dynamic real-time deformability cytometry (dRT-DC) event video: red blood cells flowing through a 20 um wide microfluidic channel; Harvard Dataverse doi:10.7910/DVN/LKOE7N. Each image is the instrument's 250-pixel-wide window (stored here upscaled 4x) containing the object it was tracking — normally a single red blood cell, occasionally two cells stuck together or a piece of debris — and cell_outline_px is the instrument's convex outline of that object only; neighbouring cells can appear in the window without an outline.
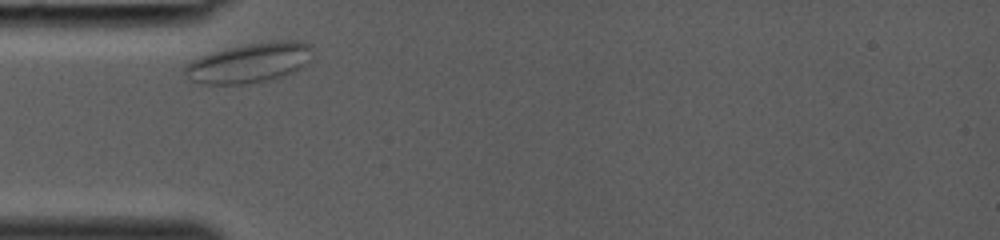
{"species": "common noctule bat (a hibernating species)", "species_latin": "Nyctalus noctula", "temperature_condition": "room temperature", "stored_images_in_passage": 24, "camera_frame_rate_fps": 3000, "um_per_image_px": 0.085, "animal": {"sex": "female", "body_mass_g": 19.0, "forearm_length_mm": 53.3}, "frame": {"image": 1, "passage_image": 1, "time_ms": 0.0, "image_size_px": [1000, 240], "cell_outline_px": [[308, 48], [304, 68], [284, 76], [272, 80], [244, 84], [200, 84], [188, 80], [180, 68], [192, 60], [200, 56], [212, 52], [248, 44], [276, 40], [292, 40], [308, 44]], "centroid_in_image_um": [21.08, 5.38], "position_along_channel_um": 63.9, "area_um2": 29.48}}
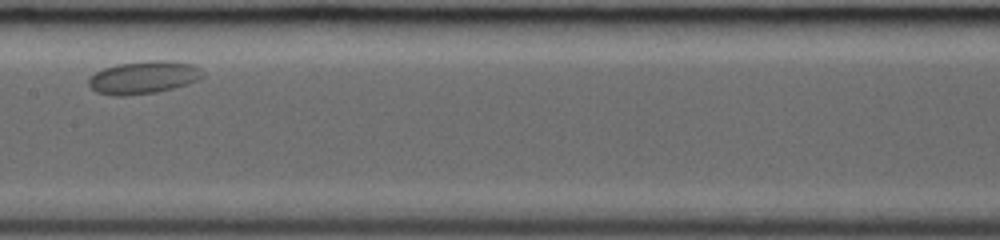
{"frame": {"image": 2, "passage_image": 10, "time_ms": 3.0, "image_size_px": [1000, 240], "cell_outline_px": [[204, 76], [200, 80], [188, 84], [156, 92], [124, 96], [112, 96], [96, 92], [88, 84], [88, 80], [96, 72], [104, 68], [116, 64], [148, 60], [168, 60], [192, 64], [200, 68], [204, 72]], "centroid_in_image_um": [12.23, 6.57], "position_along_channel_um": 195.2, "area_um2": 21.96}}
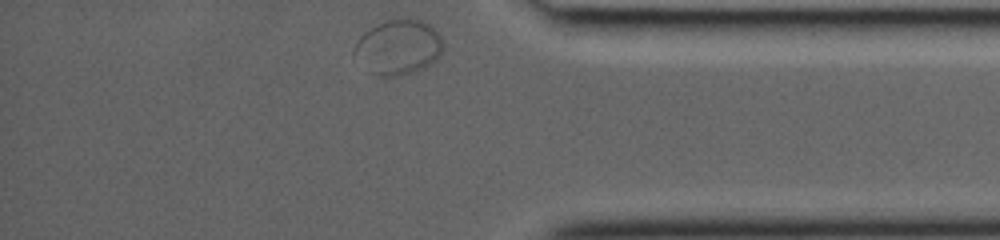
{"frame": {"image": 3, "passage_image": 24, "time_ms": 7.667, "image_size_px": [1000, 240], "cell_outline_px": [[440, 52], [436, 60], [424, 68], [400, 76], [380, 76], [352, 52], [352, 48], [356, 40], [364, 32], [388, 20], [420, 20], [432, 24], [440, 36]], "centroid_in_image_um": [33.87, 4.0], "position_along_channel_um": 401.3, "area_um2": 27.46}}